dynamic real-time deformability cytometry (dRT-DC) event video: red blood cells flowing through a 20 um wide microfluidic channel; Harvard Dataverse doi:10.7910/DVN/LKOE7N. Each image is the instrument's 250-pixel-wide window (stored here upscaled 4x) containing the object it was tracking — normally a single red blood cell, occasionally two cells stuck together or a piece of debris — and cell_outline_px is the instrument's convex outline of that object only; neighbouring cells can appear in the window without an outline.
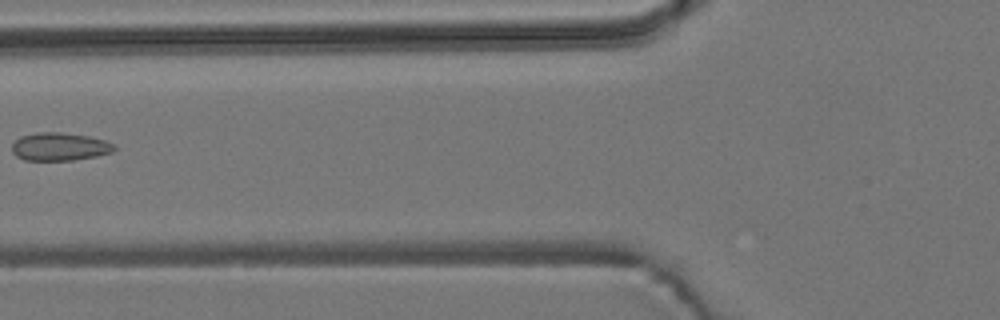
{"species": "common noctule bat (a hibernating species)", "species_latin": "Nyctalus noctula", "temperature_condition": "room temperature", "stored_images_in_passage": 4, "camera_frame_rate_fps": 3000, "um_per_image_px": 0.085, "animal": {"sex": "male", "body_mass_g": 19.2, "forearm_length_mm": 51.8}, "frame": {"image": 1, "passage_image": 4, "time_ms": 1.0, "image_size_px": [1000, 320], "cell_outline_px": [[116, 148], [112, 152], [96, 156], [72, 160], [24, 160], [16, 156], [12, 152], [12, 144], [20, 136], [36, 132], [60, 132], [88, 136], [104, 140], [116, 144]], "centroid_in_image_um": [5.06, 12.46], "position_along_channel_um": 120.7, "area_um2": 16.76}}